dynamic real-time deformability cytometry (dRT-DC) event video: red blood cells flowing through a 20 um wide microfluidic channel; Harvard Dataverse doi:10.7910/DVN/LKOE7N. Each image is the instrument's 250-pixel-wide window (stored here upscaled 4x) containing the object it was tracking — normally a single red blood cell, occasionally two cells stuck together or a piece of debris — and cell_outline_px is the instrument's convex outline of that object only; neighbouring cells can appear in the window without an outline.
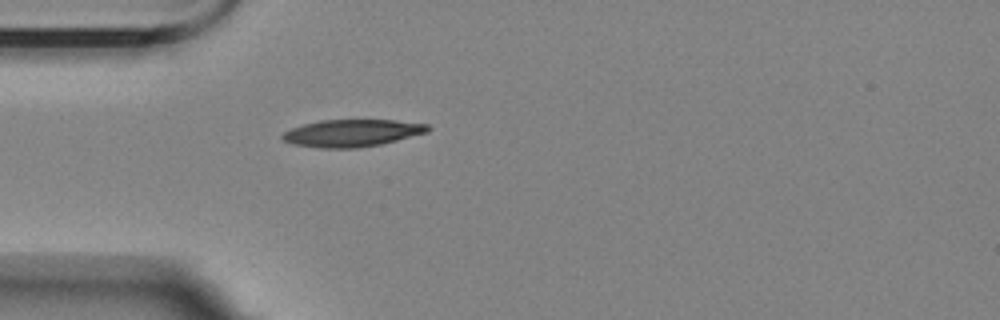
{"species": "Egyptian fruit bat (a non-hibernating species)", "species_latin": "Rousettus aegyptiacus", "temperature_condition": "room temperature", "stored_images_in_passage": 1, "camera_frame_rate_fps": 3000, "um_per_image_px": 0.085, "animal": {"sex": "female"}, "frame": {"image": 1, "passage_image": 1, "time_ms": 0.0, "image_size_px": [1000, 320], "cell_outline_px": [[432, 128], [428, 132], [380, 144], [356, 148], [320, 148], [292, 144], [284, 140], [280, 136], [284, 132], [292, 128], [304, 124], [320, 120], [396, 120], [428, 124]], "centroid_in_image_um": [29.93, 11.3], "position_along_channel_um": 55.1, "area_um2": 23.0}}